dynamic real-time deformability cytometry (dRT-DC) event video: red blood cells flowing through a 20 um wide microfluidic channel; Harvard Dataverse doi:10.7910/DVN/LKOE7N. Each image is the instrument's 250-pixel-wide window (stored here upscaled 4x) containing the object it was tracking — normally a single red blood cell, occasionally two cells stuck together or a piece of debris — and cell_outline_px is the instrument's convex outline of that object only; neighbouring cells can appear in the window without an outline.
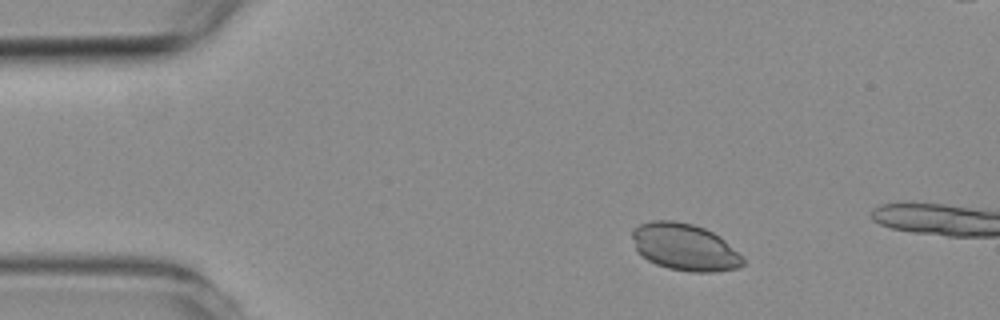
{"species": "common noctule bat (a hibernating species)", "species_latin": "Nyctalus noctula", "temperature_condition": "room temperature", "stored_images_in_passage": 2, "camera_frame_rate_fps": 3000, "um_per_image_px": 0.085, "animal": {"sex": "female", "body_mass_g": 19.3, "forearm_length_mm": 54.1}, "frame": {"image": 1, "passage_image": 1, "time_ms": 0.0, "image_size_px": [1000, 320], "cell_outline_px": [[744, 264], [740, 268], [712, 272], [688, 272], [668, 268], [656, 264], [648, 260], [636, 248], [632, 236], [632, 228], [640, 224], [652, 220], [672, 220], [692, 224], [704, 228], [720, 236], [744, 260]], "centroid_in_image_um": [58.19, 21.0], "position_along_channel_um": 26.8, "area_um2": 30.11}}